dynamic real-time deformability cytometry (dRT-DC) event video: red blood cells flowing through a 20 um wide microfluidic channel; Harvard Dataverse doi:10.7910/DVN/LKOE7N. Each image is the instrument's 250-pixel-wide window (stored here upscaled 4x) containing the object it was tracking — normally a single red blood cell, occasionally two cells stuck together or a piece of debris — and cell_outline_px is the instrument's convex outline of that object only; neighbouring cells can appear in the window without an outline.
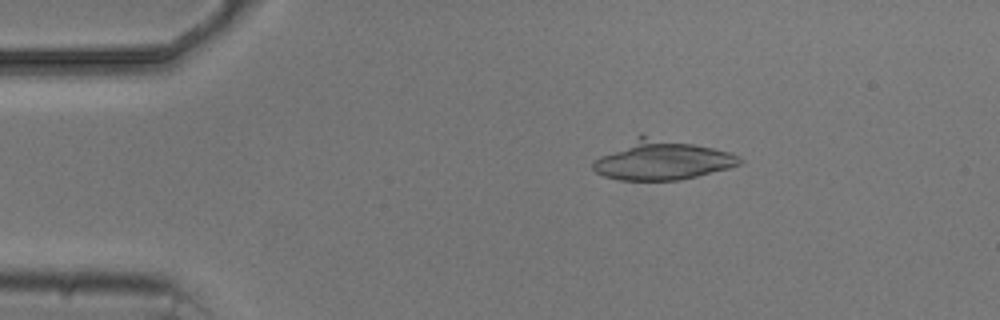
{"species": "common noctule bat (a hibernating species)", "species_latin": "Nyctalus noctula", "temperature_condition": "cold", "stored_images_in_passage": 6, "camera_frame_rate_fps": 3000, "um_per_image_px": 0.085, "animal": {"sex": "male", "body_mass_g": 20.5, "forearm_length_mm": 52.5}, "frame": {"image": 1, "passage_image": 3, "time_ms": 2.333, "image_size_px": [1000, 320], "cell_outline_px": [[744, 160], [740, 164], [728, 168], [680, 180], [620, 180], [604, 176], [596, 172], [592, 168], [592, 164], [600, 156], [640, 132], [712, 148], [728, 152]], "centroid_in_image_um": [56.21, 13.57], "position_along_channel_um": 28.8, "area_um2": 33.93}}
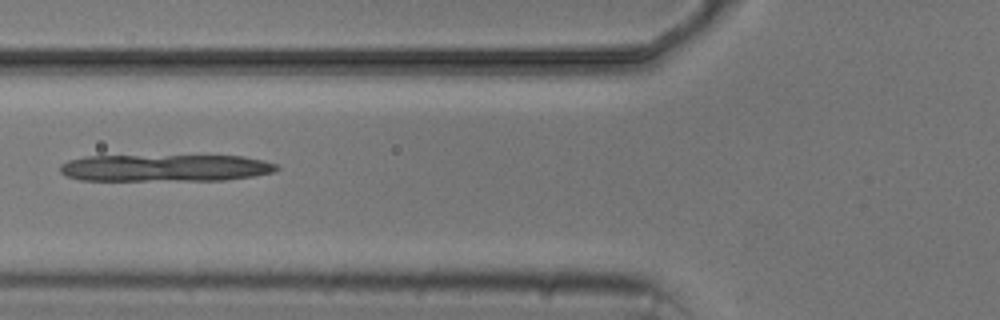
{"frame": {"image": 2, "passage_image": 6, "time_ms": 6.0, "image_size_px": [1000, 320], "cell_outline_px": [[280, 168], [276, 172], [252, 176], [224, 180], [80, 180], [68, 176], [60, 172], [60, 164], [68, 160], [84, 156], [244, 156], [264, 160], [276, 164]], "centroid_in_image_um": [14.06, 14.27], "position_along_channel_um": 111.7, "area_um2": 34.22}}